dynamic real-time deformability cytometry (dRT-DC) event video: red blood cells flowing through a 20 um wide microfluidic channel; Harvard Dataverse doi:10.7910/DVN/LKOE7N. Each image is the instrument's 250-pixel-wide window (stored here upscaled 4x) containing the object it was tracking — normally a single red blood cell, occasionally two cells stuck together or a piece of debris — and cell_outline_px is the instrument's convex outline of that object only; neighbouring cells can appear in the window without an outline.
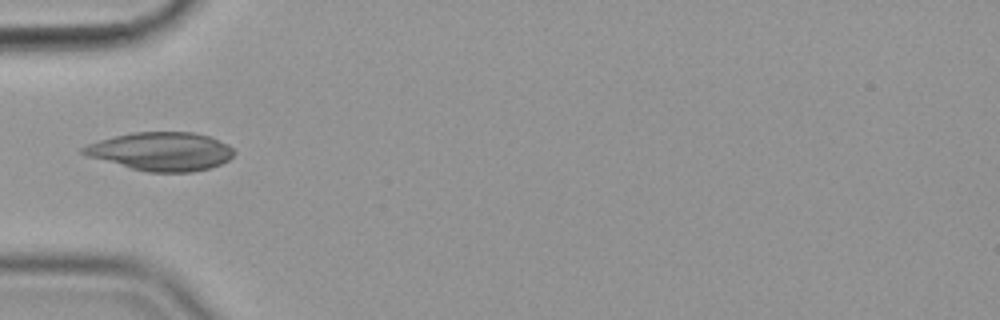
{"species": "common noctule bat (a hibernating species)", "species_latin": "Nyctalus noctula", "temperature_condition": "cold", "stored_images_in_passage": 10, "camera_frame_rate_fps": 3000, "um_per_image_px": 0.085, "animal": {"sex": "female", "body_mass_g": 19.9}, "frame": {"image": 1, "passage_image": 1, "time_ms": 0.0, "image_size_px": [1000, 320], "cell_outline_px": [[236, 152], [228, 160], [220, 164], [208, 168], [192, 172], [148, 172], [132, 168], [88, 156], [80, 152], [80, 148], [84, 144], [132, 132], [192, 132], [208, 136], [228, 144]], "centroid_in_image_um": [13.69, 12.86], "position_along_channel_um": 71.3, "area_um2": 33.58}}
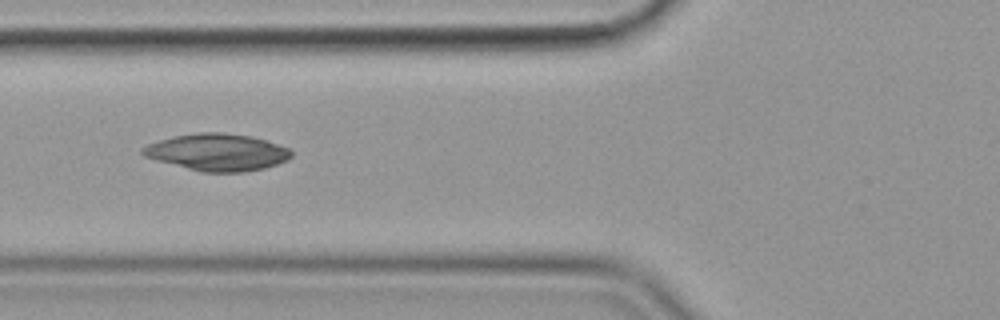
{"frame": {"image": 2, "passage_image": 4, "time_ms": 1.0, "image_size_px": [1000, 320], "cell_outline_px": [[292, 156], [288, 160], [264, 168], [244, 172], [200, 172], [156, 160], [144, 156], [140, 152], [140, 148], [148, 144], [172, 136], [200, 132], [224, 132], [252, 136], [288, 148], [292, 152]], "centroid_in_image_um": [18.44, 12.94], "position_along_channel_um": 107.4, "area_um2": 32.08}}